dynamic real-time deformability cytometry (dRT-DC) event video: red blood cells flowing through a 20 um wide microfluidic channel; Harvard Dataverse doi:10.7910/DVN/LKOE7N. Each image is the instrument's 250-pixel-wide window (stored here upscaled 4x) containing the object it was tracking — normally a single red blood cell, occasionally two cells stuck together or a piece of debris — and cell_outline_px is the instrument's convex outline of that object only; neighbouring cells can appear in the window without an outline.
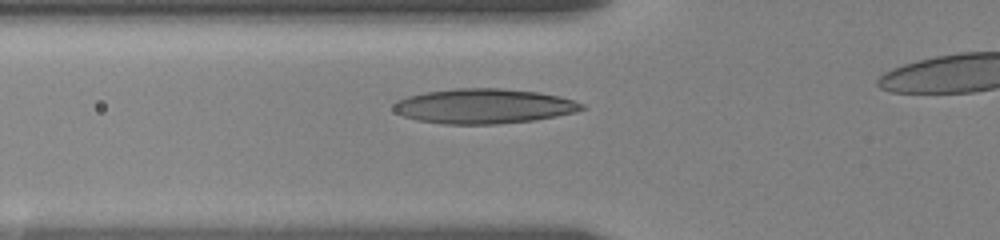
{"species": "human", "species_latin": "Homo sapiens", "temperature_condition": "room temperature", "stored_images_in_passage": 4, "segment_of_instrument_passage": [1, 2], "camera_frame_rate_fps": 3000, "um_per_image_px": 0.085, "donor": {"sex": "female"}, "frame": {"image": 1, "passage_image": 2, "time_ms": 0.333, "image_size_px": [1000, 240], "cell_outline_px": [[588, 108], [576, 112], [536, 120], [496, 124], [444, 124], [416, 120], [404, 116], [396, 112], [392, 108], [392, 104], [396, 100], [408, 96], [424, 92], [456, 88], [500, 88], [540, 92], [560, 96], [584, 104]], "centroid_in_image_um": [41.13, 9.02], "position_along_channel_um": 84.7, "area_um2": 38.49}}